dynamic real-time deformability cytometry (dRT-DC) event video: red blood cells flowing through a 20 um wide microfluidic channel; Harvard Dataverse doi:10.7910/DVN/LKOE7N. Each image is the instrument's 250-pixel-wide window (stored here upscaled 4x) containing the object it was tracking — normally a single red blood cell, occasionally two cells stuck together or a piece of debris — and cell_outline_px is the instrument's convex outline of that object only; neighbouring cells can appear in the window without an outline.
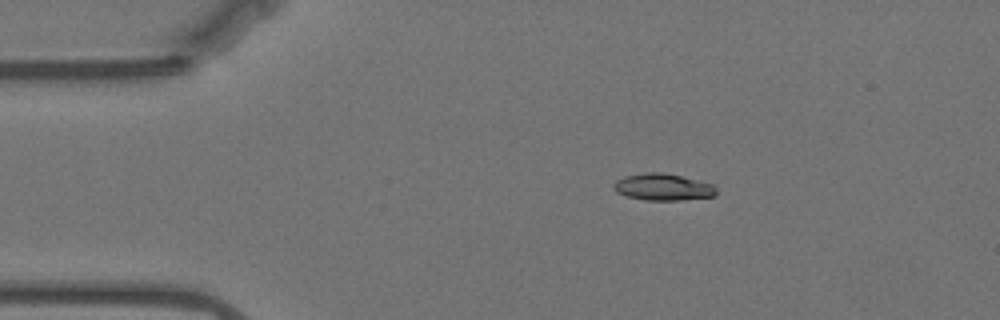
{"species": "Egyptian fruit bat (a non-hibernating species)", "species_latin": "Rousettus aegyptiacus", "temperature_condition": "warm", "stored_images_in_passage": 48, "camera_frame_rate_fps": 3000, "um_per_image_px": 0.085, "animal": {"sex": "female"}, "frame": {"image": 1, "passage_image": 1, "time_ms": 0.0, "image_size_px": [1000, 320], "cell_outline_px": [[716, 196], [680, 200], [644, 200], [628, 196], [616, 192], [612, 188], [612, 184], [616, 180], [624, 176], [648, 172], [660, 172], [680, 176], [712, 184], [716, 188]], "centroid_in_image_um": [56.32, 15.9], "position_along_channel_um": 28.7, "area_um2": 15.95}}
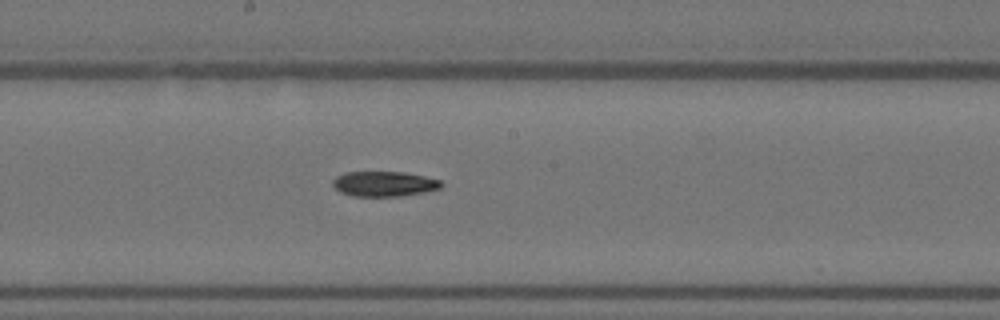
{"frame": {"image": 2, "passage_image": 21, "time_ms": 6.667, "image_size_px": [1000, 320], "cell_outline_px": [[444, 184], [440, 188], [424, 192], [400, 196], [352, 196], [340, 192], [332, 184], [332, 180], [336, 176], [344, 172], [404, 172], [424, 176], [440, 180]], "centroid_in_image_um": [32.63, 15.62], "position_along_channel_um": 215.6, "area_um2": 15.9}}
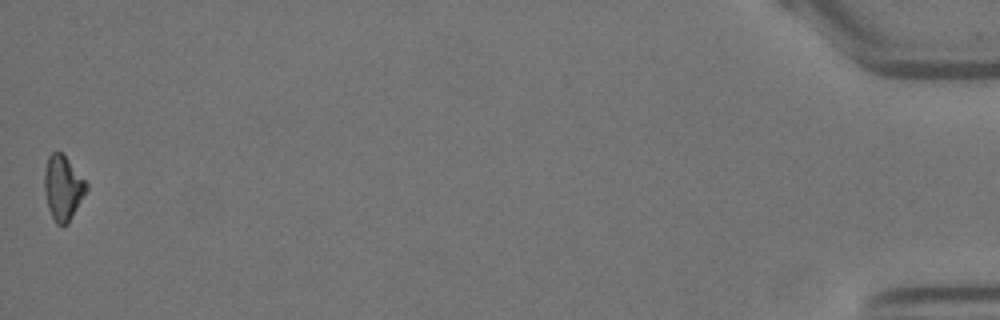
{"frame": {"image": 3, "passage_image": 48, "time_ms": 15.667, "image_size_px": [1000, 320], "cell_outline_px": [[88, 192], [68, 224], [56, 224], [48, 208], [44, 192], [44, 172], [48, 156], [52, 152], [60, 152], [68, 160], [88, 184]], "centroid_in_image_um": [5.36, 15.99], "position_along_channel_um": 429.8, "area_um2": 15.9}}